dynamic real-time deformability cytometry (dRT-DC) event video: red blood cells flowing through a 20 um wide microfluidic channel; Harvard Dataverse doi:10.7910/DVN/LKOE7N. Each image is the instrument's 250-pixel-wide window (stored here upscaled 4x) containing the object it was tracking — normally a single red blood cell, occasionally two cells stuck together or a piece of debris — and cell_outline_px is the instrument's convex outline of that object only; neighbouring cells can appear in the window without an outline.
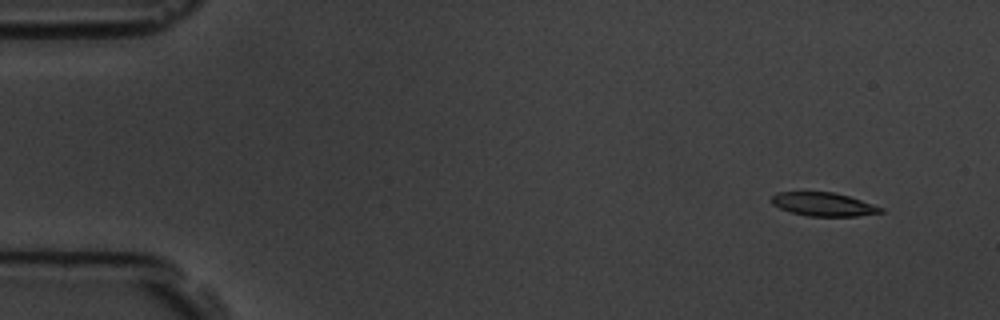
{"species": "common noctule bat (a hibernating species)", "species_latin": "Nyctalus noctula", "temperature_condition": "room temperature", "stored_images_in_passage": 8, "camera_frame_rate_fps": 3000, "um_per_image_px": 0.085, "animal": {"sex": "male", "body_mass_g": 19.5, "forearm_length_mm": 54.6}, "frame": {"image": 1, "passage_image": 1, "time_ms": 0.0, "image_size_px": [1000, 320], "cell_outline_px": [[884, 212], [856, 216], [808, 216], [792, 212], [780, 208], [772, 204], [772, 196], [776, 192], [832, 192], [848, 196], [884, 208]], "centroid_in_image_um": [69.99, 17.36], "position_along_channel_um": 15.0, "area_um2": 14.8}}
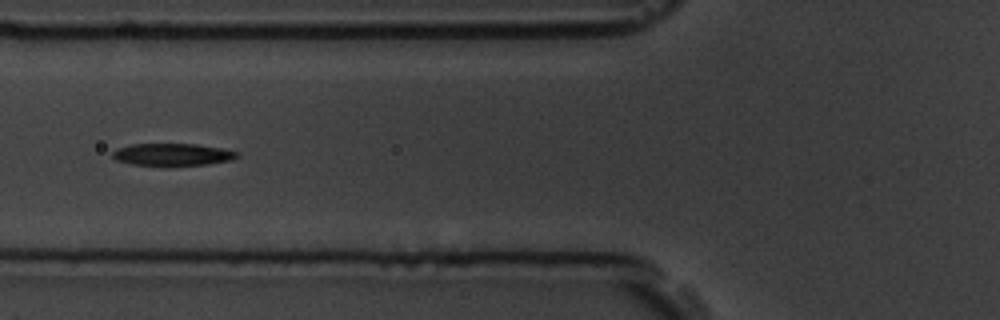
{"frame": {"image": 2, "passage_image": 6, "time_ms": 5.667, "image_size_px": [1000, 320], "cell_outline_px": [[240, 156], [232, 160], [208, 164], [132, 164], [116, 160], [112, 156], [112, 152], [116, 148], [132, 144], [196, 144], [224, 148], [240, 152]], "centroid_in_image_um": [14.71, 13.11], "position_along_channel_um": 111.1, "area_um2": 15.9}}
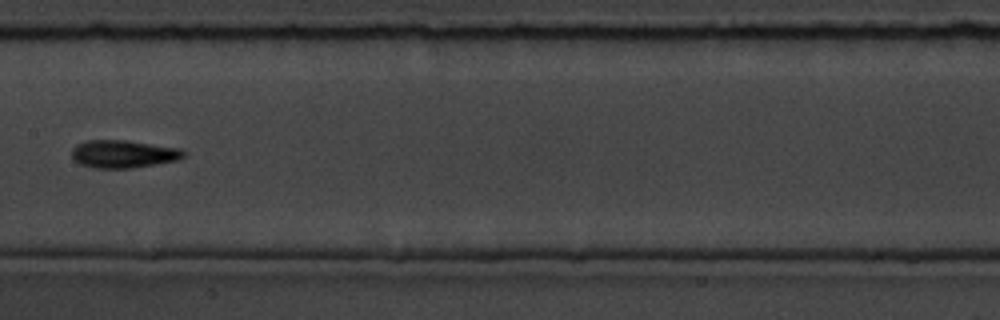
{"frame": {"image": 3, "passage_image": 8, "time_ms": 8.0, "image_size_px": [1000, 320], "cell_outline_px": [[184, 156], [176, 160], [132, 168], [92, 168], [80, 164], [72, 160], [72, 148], [76, 144], [88, 140], [124, 140], [180, 148], [184, 152]], "centroid_in_image_um": [10.42, 13.09], "position_along_channel_um": 197.0, "area_um2": 18.03}}